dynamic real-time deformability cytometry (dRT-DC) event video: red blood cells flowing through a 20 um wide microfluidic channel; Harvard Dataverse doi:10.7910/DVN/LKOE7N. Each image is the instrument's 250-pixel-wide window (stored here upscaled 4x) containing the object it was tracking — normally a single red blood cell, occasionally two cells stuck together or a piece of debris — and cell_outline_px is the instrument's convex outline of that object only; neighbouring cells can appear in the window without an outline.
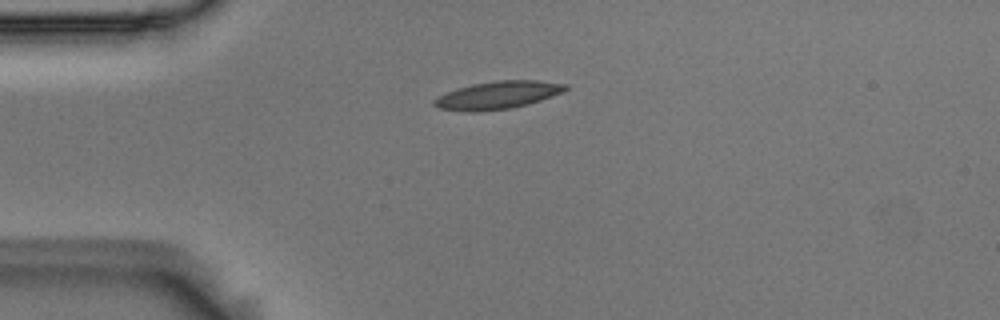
{"species": "Egyptian fruit bat (a non-hibernating species)", "species_latin": "Rousettus aegyptiacus", "temperature_condition": "room temperature", "stored_images_in_passage": 42, "camera_frame_rate_fps": 3000, "um_per_image_px": 0.085, "animal": {"sex": "male"}, "frame": {"image": 1, "passage_image": 1, "time_ms": 0.0, "image_size_px": [1000, 320], "cell_outline_px": [[568, 88], [564, 92], [528, 104], [512, 108], [476, 112], [468, 112], [440, 108], [432, 104], [432, 100], [456, 88], [472, 84], [496, 80], [536, 80], [568, 84]], "centroid_in_image_um": [42.32, 8.08], "position_along_channel_um": 42.7, "area_um2": 21.27}}
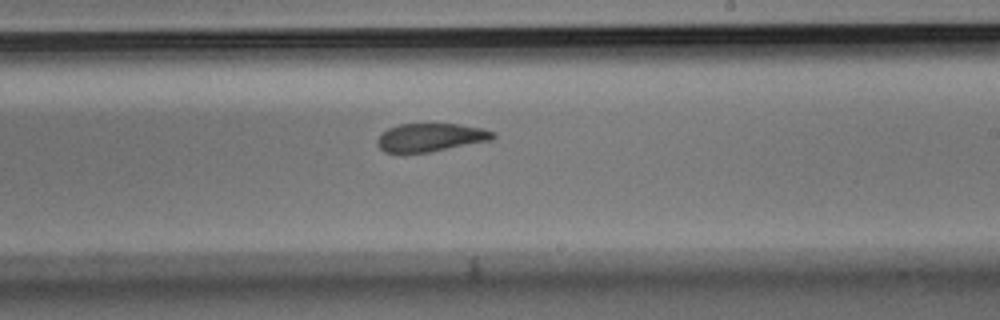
{"frame": {"image": 2, "passage_image": 20, "time_ms": 6.333, "image_size_px": [1000, 320], "cell_outline_px": [[496, 136], [492, 140], [428, 152], [384, 152], [376, 144], [376, 140], [388, 128], [400, 124], [460, 124], [484, 128], [496, 132]], "centroid_in_image_um": [36.64, 11.67], "position_along_channel_um": 252.4, "area_um2": 18.96}}
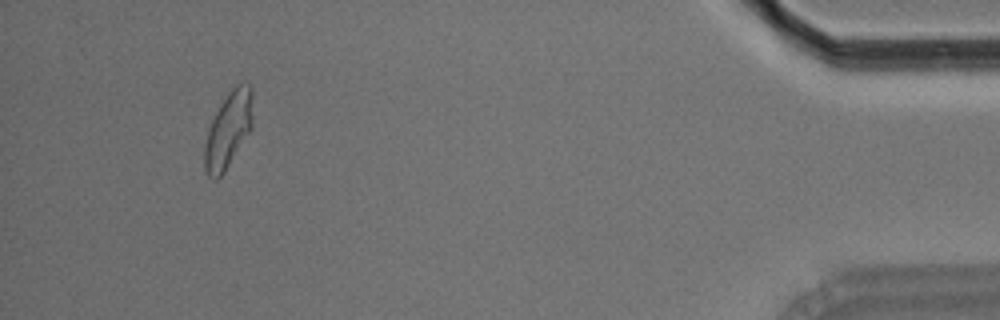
{"frame": {"image": 3, "passage_image": 39, "time_ms": 12.667, "image_size_px": [1000, 320], "cell_outline_px": [[252, 128], [224, 172], [216, 180], [208, 176], [204, 172], [204, 144], [208, 128], [220, 104], [228, 92], [236, 84], [252, 84]], "centroid_in_image_um": [19.39, 11.04], "position_along_channel_um": 415.8, "area_um2": 21.39}, "authors_computed_cell_mechanics": {"area_um2": 20.4612, "velocity_mm_per_s": 3.6459, "shape_relaxation_time_tau1_ms": 6.9048, "shape_relaxation_time_tau2_ms": 2.4119, "deformation_change_tau1": 0.1877, "deformation_change_tau2": 0.1009}}